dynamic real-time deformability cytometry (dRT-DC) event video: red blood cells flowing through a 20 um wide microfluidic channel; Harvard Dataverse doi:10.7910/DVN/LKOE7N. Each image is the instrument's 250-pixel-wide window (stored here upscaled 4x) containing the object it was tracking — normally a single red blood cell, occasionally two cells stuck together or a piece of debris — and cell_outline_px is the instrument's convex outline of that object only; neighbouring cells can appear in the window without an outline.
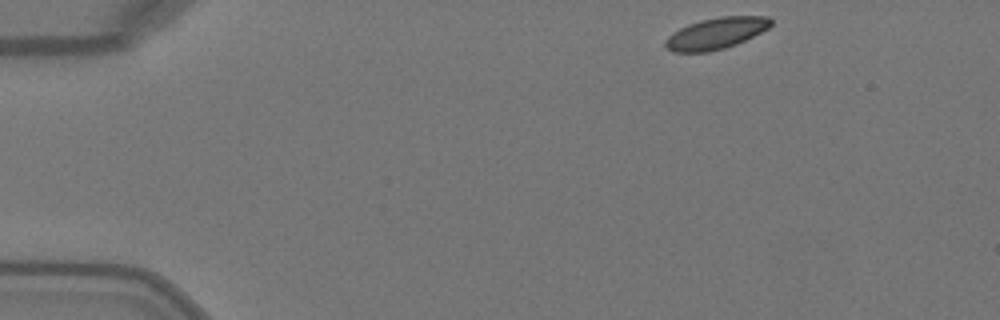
{"species": "Egyptian fruit bat (a non-hibernating species)", "species_latin": "Rousettus aegyptiacus", "temperature_condition": "warm", "stored_images_in_passage": 44, "camera_frame_rate_fps": 3000, "um_per_image_px": 0.085, "animal": {"sex": "female"}, "frame": {"image": 1, "passage_image": 1, "time_ms": 0.0, "image_size_px": [1000, 320], "cell_outline_px": [[772, 24], [768, 28], [736, 44], [724, 48], [708, 52], [672, 52], [664, 44], [664, 40], [672, 32], [688, 24], [700, 20], [720, 16], [768, 16], [772, 20]], "centroid_in_image_um": [60.83, 2.83], "position_along_channel_um": 24.2, "area_um2": 19.25}}
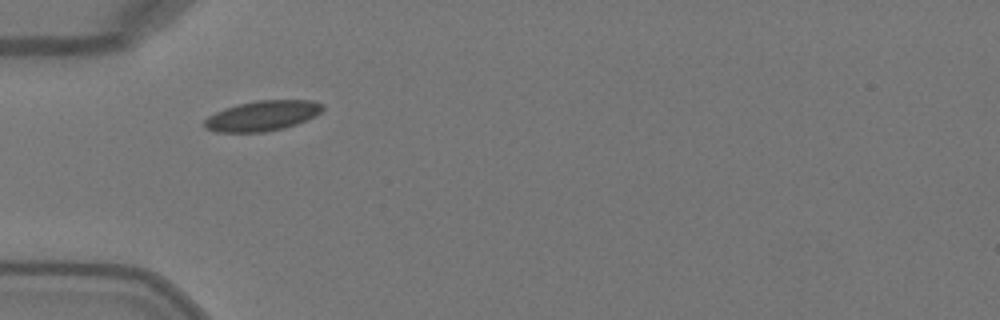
{"frame": {"image": 2, "passage_image": 10, "time_ms": 3.0, "image_size_px": [1000, 320], "cell_outline_px": [[324, 108], [320, 112], [296, 124], [284, 128], [264, 132], [216, 132], [204, 128], [204, 120], [208, 116], [224, 108], [256, 100], [312, 100], [324, 104]], "centroid_in_image_um": [22.27, 9.84], "position_along_channel_um": 62.7, "area_um2": 20.69}}
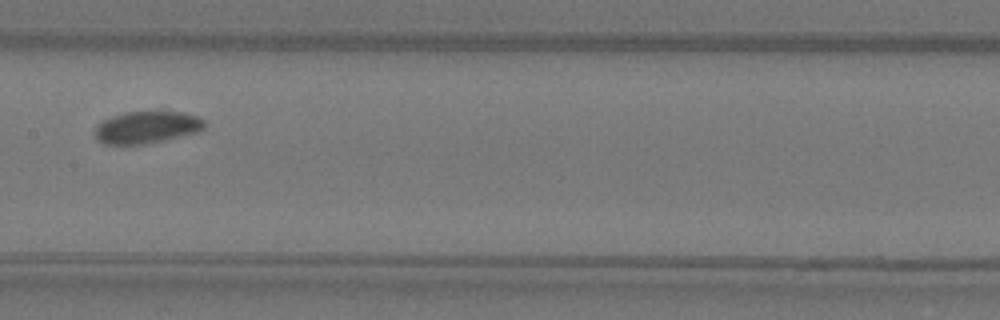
{"frame": {"image": 3, "passage_image": 20, "time_ms": 6.333, "image_size_px": [1000, 320], "cell_outline_px": [[204, 128], [196, 132], [164, 140], [144, 144], [104, 144], [96, 140], [96, 128], [104, 120], [112, 116], [124, 112], [184, 112], [196, 116], [204, 120]], "centroid_in_image_um": [12.47, 10.82], "position_along_channel_um": 194.9, "area_um2": 20.17}, "authors_computed_cell_mechanics": {"area_um2": 20.4034, "velocity_mm_per_s": 4.0357, "shape_relaxation_time_tau1_ms": 1.1076, "shape_relaxation_time_tau2_ms": null, "deformation_change_tau1": 0.0519, "deformation_change_tau2": null}}